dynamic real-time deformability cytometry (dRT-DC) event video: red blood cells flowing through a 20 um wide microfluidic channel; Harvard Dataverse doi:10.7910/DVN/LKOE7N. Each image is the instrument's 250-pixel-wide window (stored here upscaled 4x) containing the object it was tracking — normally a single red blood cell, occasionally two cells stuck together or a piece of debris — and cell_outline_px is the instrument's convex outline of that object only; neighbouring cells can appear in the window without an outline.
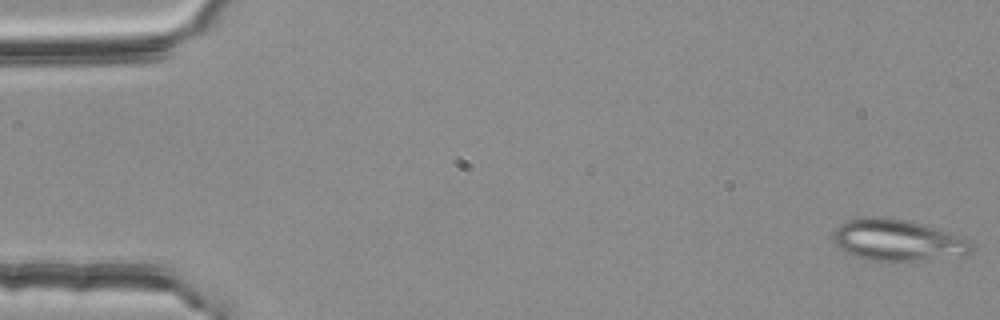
{"species": "common noctule bat (a hibernating species)", "species_latin": "Nyctalus noctula", "temperature_condition": "room temperature", "stored_images_in_passage": 53, "segment_of_instrument_passage": [1, 2], "camera_frame_rate_fps": 3000, "um_per_image_px": 0.085, "animal": {"sex": "female", "body_mass_g": 25.1}, "frame": {"image": 1, "passage_image": 1, "time_ms": 0.0, "image_size_px": [1000, 320], "cell_outline_px": [[972, 252], [964, 256], [916, 260], [868, 260], [852, 256], [844, 252], [832, 240], [832, 236], [836, 228], [840, 224], [848, 220], [864, 216], [884, 216], [908, 220], [972, 240]], "centroid_in_image_um": [76.26, 20.41], "position_along_channel_um": 8.7, "area_um2": 33.52}}